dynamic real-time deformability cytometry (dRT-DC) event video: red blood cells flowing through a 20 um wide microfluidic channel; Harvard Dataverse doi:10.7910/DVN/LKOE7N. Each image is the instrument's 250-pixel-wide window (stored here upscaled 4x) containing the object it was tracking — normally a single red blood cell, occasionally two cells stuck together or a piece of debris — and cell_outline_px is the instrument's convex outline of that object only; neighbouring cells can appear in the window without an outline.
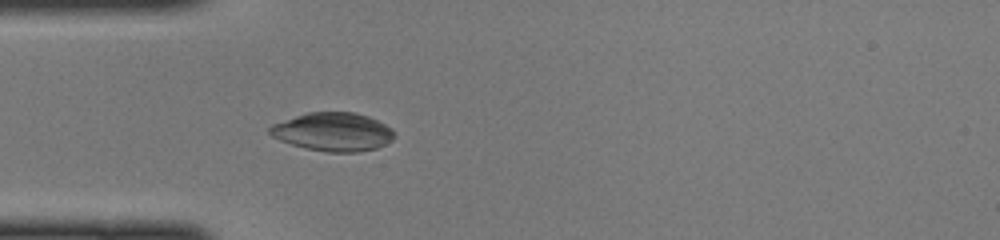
{"species": "common noctule bat (a hibernating species)", "species_latin": "Nyctalus noctula", "temperature_condition": "cold", "stored_images_in_passage": 25, "camera_frame_rate_fps": 3000, "um_per_image_px": 0.085, "animal": {"sex": "female", "body_mass_g": 22.0, "forearm_length_mm": 56.7}, "frame": {"image": 1, "passage_image": 5, "time_ms": 1.333, "image_size_px": [1000, 240], "cell_outline_px": [[396, 136], [392, 140], [376, 148], [356, 152], [328, 152], [304, 148], [280, 140], [272, 136], [268, 132], [268, 128], [272, 124], [308, 112], [356, 112], [368, 116], [392, 128], [396, 132]], "centroid_in_image_um": [28.32, 11.2], "position_along_channel_um": 56.7, "area_um2": 27.92}}
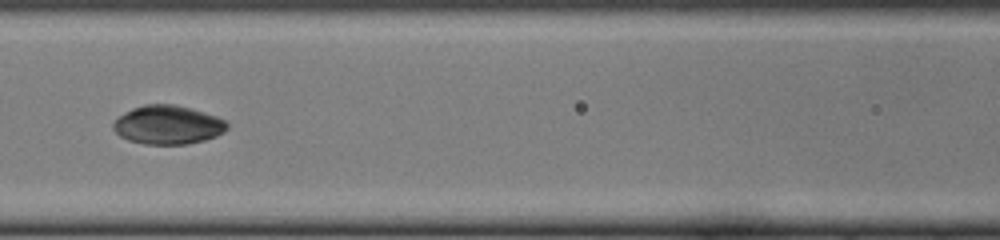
{"frame": {"image": 2, "passage_image": 12, "time_ms": 3.667, "image_size_px": [1000, 240], "cell_outline_px": [[228, 128], [224, 132], [216, 136], [204, 140], [188, 144], [144, 144], [128, 140], [120, 136], [112, 128], [112, 124], [124, 112], [132, 108], [144, 104], [172, 104], [192, 108], [216, 116], [224, 120], [228, 124]], "centroid_in_image_um": [14.26, 10.61], "position_along_channel_um": 152.3, "area_um2": 25.78}}
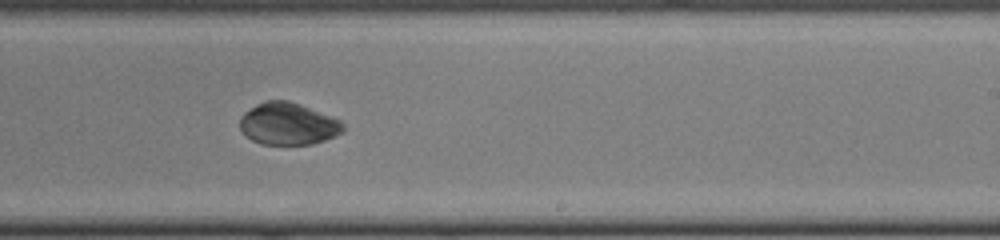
{"frame": {"image": 3, "passage_image": 20, "time_ms": 6.333, "image_size_px": [1000, 240], "cell_outline_px": [[344, 132], [336, 136], [312, 144], [260, 144], [252, 140], [240, 132], [240, 116], [244, 112], [256, 104], [264, 100], [288, 100], [300, 104], [340, 120], [344, 124]], "centroid_in_image_um": [24.46, 10.52], "position_along_channel_um": 264.5, "area_um2": 25.49}}